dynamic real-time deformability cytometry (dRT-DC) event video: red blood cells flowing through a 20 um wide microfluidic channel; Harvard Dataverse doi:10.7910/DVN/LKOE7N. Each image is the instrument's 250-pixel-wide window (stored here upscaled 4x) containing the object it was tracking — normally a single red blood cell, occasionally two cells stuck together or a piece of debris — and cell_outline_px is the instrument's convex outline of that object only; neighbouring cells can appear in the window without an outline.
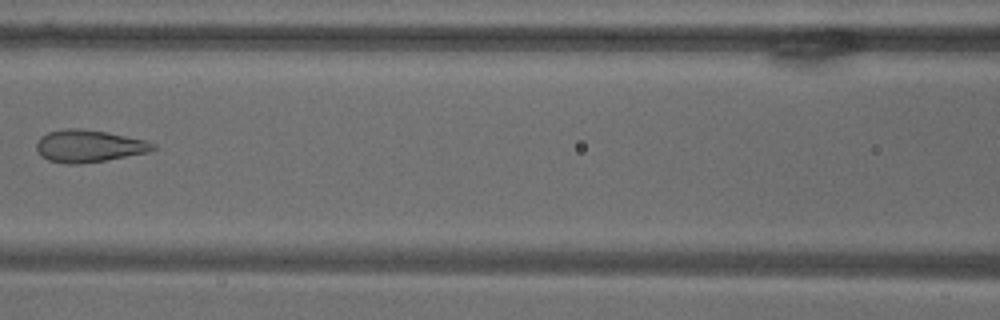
{"species": "common noctule bat (a hibernating species)", "species_latin": "Nyctalus noctula", "temperature_condition": "warm", "stored_images_in_passage": 12, "camera_frame_rate_fps": 3000, "um_per_image_px": 0.085, "animal": {"sex": "male", "body_mass_g": 18.8}, "frame": {"image": 1, "passage_image": 9, "time_ms": 10.333, "image_size_px": [1000, 320], "cell_outline_px": [[156, 148], [148, 152], [104, 160], [80, 164], [68, 164], [48, 160], [40, 156], [36, 152], [36, 144], [40, 136], [48, 132], [64, 128], [80, 128], [108, 132], [144, 140], [156, 144]], "centroid_in_image_um": [7.5, 12.4], "position_along_channel_um": 159.1, "area_um2": 21.96}}
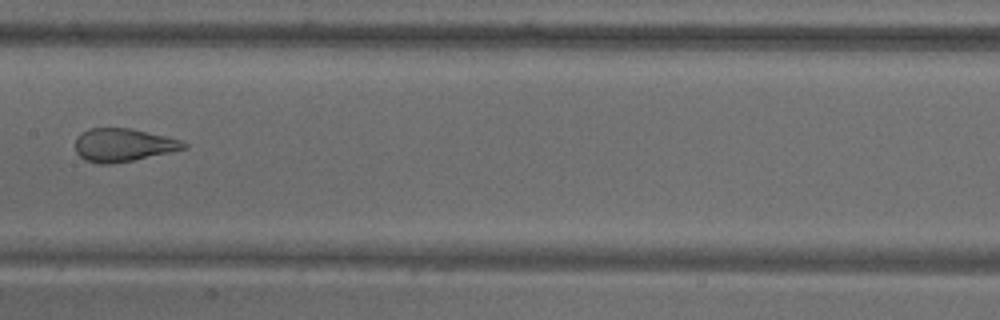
{"frame": {"image": 2, "passage_image": 10, "time_ms": 11.667, "image_size_px": [1000, 320], "cell_outline_px": [[188, 148], [132, 160], [112, 164], [100, 164], [84, 160], [76, 152], [76, 136], [80, 132], [88, 128], [128, 128], [164, 136], [180, 140], [188, 144]], "centroid_in_image_um": [10.43, 12.32], "position_along_channel_um": 197.0, "area_um2": 20.81}}
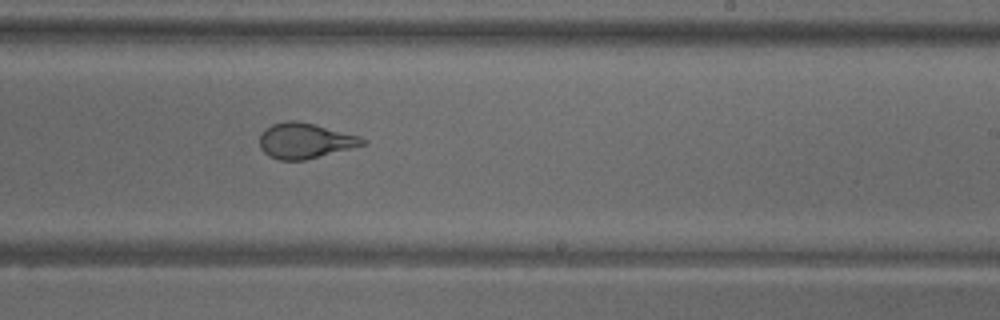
{"frame": {"image": 3, "passage_image": 12, "time_ms": 14.0, "image_size_px": [1000, 320], "cell_outline_px": [[368, 144], [304, 160], [280, 160], [268, 156], [260, 148], [260, 132], [264, 128], [272, 124], [288, 120], [296, 120], [360, 136], [368, 140]], "centroid_in_image_um": [25.92, 11.96], "position_along_channel_um": 263.1, "area_um2": 21.27}}